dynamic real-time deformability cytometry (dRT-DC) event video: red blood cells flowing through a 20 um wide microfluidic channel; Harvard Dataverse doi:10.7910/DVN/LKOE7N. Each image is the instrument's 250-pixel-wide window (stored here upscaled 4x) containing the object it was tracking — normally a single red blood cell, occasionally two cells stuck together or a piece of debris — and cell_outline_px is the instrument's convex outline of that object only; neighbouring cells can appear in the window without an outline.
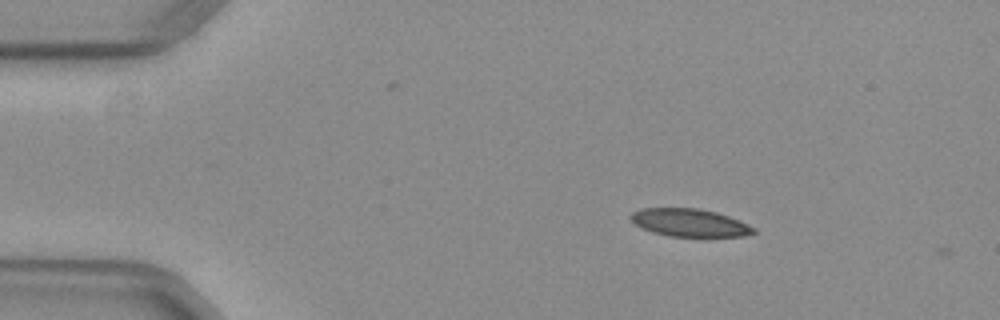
{"species": "common noctule bat (a hibernating species)", "species_latin": "Nyctalus noctula", "temperature_condition": "warm", "stored_images_in_passage": 2, "camera_frame_rate_fps": 3000, "um_per_image_px": 0.085, "animal": {"sex": "female", "body_mass_g": 29.2, "forearm_length_mm": 56.3}, "frame": {"image": 1, "passage_image": 1, "time_ms": 0.0, "image_size_px": [1000, 320], "cell_outline_px": [[756, 232], [744, 236], [704, 240], [668, 236], [652, 232], [636, 224], [628, 216], [632, 212], [640, 208], [700, 208], [716, 212], [740, 220], [756, 228]], "centroid_in_image_um": [58.7, 18.98], "position_along_channel_um": 26.3, "area_um2": 20.98}}